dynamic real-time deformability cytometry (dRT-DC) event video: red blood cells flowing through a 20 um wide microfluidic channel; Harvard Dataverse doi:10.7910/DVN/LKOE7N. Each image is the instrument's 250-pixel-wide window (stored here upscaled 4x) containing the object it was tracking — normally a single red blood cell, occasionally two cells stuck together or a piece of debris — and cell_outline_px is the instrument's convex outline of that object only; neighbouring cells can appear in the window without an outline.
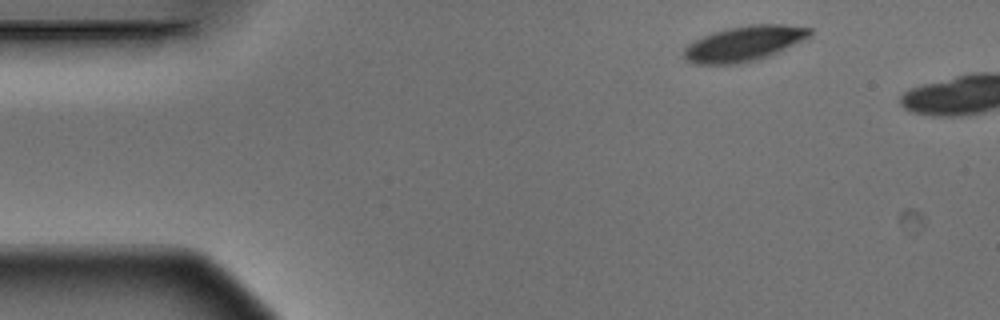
{"species": "Egyptian fruit bat (a non-hibernating species)", "species_latin": "Rousettus aegyptiacus", "temperature_condition": "warm", "stored_images_in_passage": 2, "camera_frame_rate_fps": 3000, "um_per_image_px": 0.085, "animal": {"sex": "male"}, "frame": {"image": 1, "passage_image": 1, "time_ms": 0.0, "image_size_px": [1000, 320], "cell_outline_px": [[812, 36], [768, 56], [756, 60], [740, 64], [696, 64], [684, 60], [684, 48], [688, 44], [704, 36], [728, 28], [748, 24], [784, 24], [812, 28]], "centroid_in_image_um": [63.26, 3.7], "position_along_channel_um": 21.7, "area_um2": 25.78}}